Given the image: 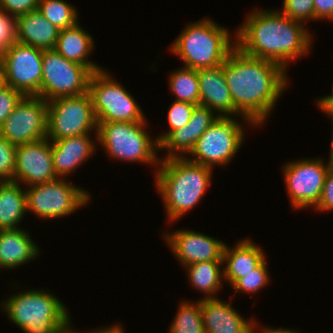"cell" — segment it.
Returning <instances> with one entry per match:
<instances>
[{
	"label": "cell",
	"instance_id": "2e32d148",
	"mask_svg": "<svg viewBox=\"0 0 333 333\" xmlns=\"http://www.w3.org/2000/svg\"><path fill=\"white\" fill-rule=\"evenodd\" d=\"M56 179L49 139L17 145L14 182L30 187Z\"/></svg>",
	"mask_w": 333,
	"mask_h": 333
},
{
	"label": "cell",
	"instance_id": "5b68a950",
	"mask_svg": "<svg viewBox=\"0 0 333 333\" xmlns=\"http://www.w3.org/2000/svg\"><path fill=\"white\" fill-rule=\"evenodd\" d=\"M213 18L188 22L169 47L170 54L183 61V67L195 70L221 66L236 46L235 36Z\"/></svg>",
	"mask_w": 333,
	"mask_h": 333
},
{
	"label": "cell",
	"instance_id": "e575fe53",
	"mask_svg": "<svg viewBox=\"0 0 333 333\" xmlns=\"http://www.w3.org/2000/svg\"><path fill=\"white\" fill-rule=\"evenodd\" d=\"M15 41V17L0 9V54Z\"/></svg>",
	"mask_w": 333,
	"mask_h": 333
},
{
	"label": "cell",
	"instance_id": "4316f807",
	"mask_svg": "<svg viewBox=\"0 0 333 333\" xmlns=\"http://www.w3.org/2000/svg\"><path fill=\"white\" fill-rule=\"evenodd\" d=\"M169 74L168 89L175 96V100L200 105L198 71L182 67Z\"/></svg>",
	"mask_w": 333,
	"mask_h": 333
},
{
	"label": "cell",
	"instance_id": "7402d4cb",
	"mask_svg": "<svg viewBox=\"0 0 333 333\" xmlns=\"http://www.w3.org/2000/svg\"><path fill=\"white\" fill-rule=\"evenodd\" d=\"M36 243L24 228L0 230V269L14 270L40 258Z\"/></svg>",
	"mask_w": 333,
	"mask_h": 333
},
{
	"label": "cell",
	"instance_id": "d6a6232c",
	"mask_svg": "<svg viewBox=\"0 0 333 333\" xmlns=\"http://www.w3.org/2000/svg\"><path fill=\"white\" fill-rule=\"evenodd\" d=\"M16 148L15 144L0 135V182L14 181Z\"/></svg>",
	"mask_w": 333,
	"mask_h": 333
},
{
	"label": "cell",
	"instance_id": "f6af8a7d",
	"mask_svg": "<svg viewBox=\"0 0 333 333\" xmlns=\"http://www.w3.org/2000/svg\"><path fill=\"white\" fill-rule=\"evenodd\" d=\"M66 333H75V331L73 329H70L68 332Z\"/></svg>",
	"mask_w": 333,
	"mask_h": 333
},
{
	"label": "cell",
	"instance_id": "74e56055",
	"mask_svg": "<svg viewBox=\"0 0 333 333\" xmlns=\"http://www.w3.org/2000/svg\"><path fill=\"white\" fill-rule=\"evenodd\" d=\"M314 21L327 20L333 22V0H313Z\"/></svg>",
	"mask_w": 333,
	"mask_h": 333
},
{
	"label": "cell",
	"instance_id": "83f0119b",
	"mask_svg": "<svg viewBox=\"0 0 333 333\" xmlns=\"http://www.w3.org/2000/svg\"><path fill=\"white\" fill-rule=\"evenodd\" d=\"M173 318L168 333H205L199 299L193 302L182 299Z\"/></svg>",
	"mask_w": 333,
	"mask_h": 333
},
{
	"label": "cell",
	"instance_id": "277c9868",
	"mask_svg": "<svg viewBox=\"0 0 333 333\" xmlns=\"http://www.w3.org/2000/svg\"><path fill=\"white\" fill-rule=\"evenodd\" d=\"M7 297L0 300V310L24 333H66L72 329L69 309L47 288H28Z\"/></svg>",
	"mask_w": 333,
	"mask_h": 333
},
{
	"label": "cell",
	"instance_id": "603a6c76",
	"mask_svg": "<svg viewBox=\"0 0 333 333\" xmlns=\"http://www.w3.org/2000/svg\"><path fill=\"white\" fill-rule=\"evenodd\" d=\"M94 42L93 36L78 21L60 30L53 49L67 60L86 66L93 73L104 68L89 58L94 51Z\"/></svg>",
	"mask_w": 333,
	"mask_h": 333
},
{
	"label": "cell",
	"instance_id": "6da1fadb",
	"mask_svg": "<svg viewBox=\"0 0 333 333\" xmlns=\"http://www.w3.org/2000/svg\"><path fill=\"white\" fill-rule=\"evenodd\" d=\"M223 74L235 109L257 128L268 122L290 84L281 65L249 56L237 46L223 63Z\"/></svg>",
	"mask_w": 333,
	"mask_h": 333
},
{
	"label": "cell",
	"instance_id": "9c48e42d",
	"mask_svg": "<svg viewBox=\"0 0 333 333\" xmlns=\"http://www.w3.org/2000/svg\"><path fill=\"white\" fill-rule=\"evenodd\" d=\"M27 213L39 219L54 220L74 214L91 202L90 192L65 178L25 187Z\"/></svg>",
	"mask_w": 333,
	"mask_h": 333
},
{
	"label": "cell",
	"instance_id": "9a60e30c",
	"mask_svg": "<svg viewBox=\"0 0 333 333\" xmlns=\"http://www.w3.org/2000/svg\"><path fill=\"white\" fill-rule=\"evenodd\" d=\"M164 241L173 256L184 268L193 263L222 261L226 243L193 229H179L163 233Z\"/></svg>",
	"mask_w": 333,
	"mask_h": 333
},
{
	"label": "cell",
	"instance_id": "484cf974",
	"mask_svg": "<svg viewBox=\"0 0 333 333\" xmlns=\"http://www.w3.org/2000/svg\"><path fill=\"white\" fill-rule=\"evenodd\" d=\"M184 269L191 287L204 295L202 298L198 297L199 300L219 298L217 295L225 283L222 261L193 263Z\"/></svg>",
	"mask_w": 333,
	"mask_h": 333
},
{
	"label": "cell",
	"instance_id": "d4e9b609",
	"mask_svg": "<svg viewBox=\"0 0 333 333\" xmlns=\"http://www.w3.org/2000/svg\"><path fill=\"white\" fill-rule=\"evenodd\" d=\"M14 181L0 182V230L21 228L27 216L25 187Z\"/></svg>",
	"mask_w": 333,
	"mask_h": 333
},
{
	"label": "cell",
	"instance_id": "1f68e13d",
	"mask_svg": "<svg viewBox=\"0 0 333 333\" xmlns=\"http://www.w3.org/2000/svg\"><path fill=\"white\" fill-rule=\"evenodd\" d=\"M290 19L306 23L314 21L313 0H283L282 8H278Z\"/></svg>",
	"mask_w": 333,
	"mask_h": 333
},
{
	"label": "cell",
	"instance_id": "60d3db41",
	"mask_svg": "<svg viewBox=\"0 0 333 333\" xmlns=\"http://www.w3.org/2000/svg\"><path fill=\"white\" fill-rule=\"evenodd\" d=\"M315 104L320 109L319 111L323 112V114L325 113V115L327 114L328 118L333 122V102H315Z\"/></svg>",
	"mask_w": 333,
	"mask_h": 333
},
{
	"label": "cell",
	"instance_id": "8fae6325",
	"mask_svg": "<svg viewBox=\"0 0 333 333\" xmlns=\"http://www.w3.org/2000/svg\"><path fill=\"white\" fill-rule=\"evenodd\" d=\"M91 74L86 66L67 60L54 49L43 50L40 97L48 102L83 95L88 92Z\"/></svg>",
	"mask_w": 333,
	"mask_h": 333
},
{
	"label": "cell",
	"instance_id": "52a82bcc",
	"mask_svg": "<svg viewBox=\"0 0 333 333\" xmlns=\"http://www.w3.org/2000/svg\"><path fill=\"white\" fill-rule=\"evenodd\" d=\"M245 124L257 128L250 120L219 117L196 141L186 158L212 169L225 167L239 152L245 141Z\"/></svg>",
	"mask_w": 333,
	"mask_h": 333
},
{
	"label": "cell",
	"instance_id": "ab89813d",
	"mask_svg": "<svg viewBox=\"0 0 333 333\" xmlns=\"http://www.w3.org/2000/svg\"><path fill=\"white\" fill-rule=\"evenodd\" d=\"M120 322L118 323H114L113 325H110V326H105V327H98V328H94L93 330H88V332H85L84 330V333H126L125 332V328L123 326H121V324H119ZM72 329L75 331V333H81L80 331L77 332V329L75 330L74 327H73V324H72ZM83 333V332H82Z\"/></svg>",
	"mask_w": 333,
	"mask_h": 333
},
{
	"label": "cell",
	"instance_id": "44dd1931",
	"mask_svg": "<svg viewBox=\"0 0 333 333\" xmlns=\"http://www.w3.org/2000/svg\"><path fill=\"white\" fill-rule=\"evenodd\" d=\"M235 244L233 247L225 245L222 258L224 282L231 287L267 257L262 246L249 237L238 239Z\"/></svg>",
	"mask_w": 333,
	"mask_h": 333
},
{
	"label": "cell",
	"instance_id": "e0dca14e",
	"mask_svg": "<svg viewBox=\"0 0 333 333\" xmlns=\"http://www.w3.org/2000/svg\"><path fill=\"white\" fill-rule=\"evenodd\" d=\"M219 118V116L203 105H196L190 121L184 127L170 132L160 143L159 151H167L162 159L186 157L193 149L201 135Z\"/></svg>",
	"mask_w": 333,
	"mask_h": 333
},
{
	"label": "cell",
	"instance_id": "f35d334b",
	"mask_svg": "<svg viewBox=\"0 0 333 333\" xmlns=\"http://www.w3.org/2000/svg\"><path fill=\"white\" fill-rule=\"evenodd\" d=\"M260 322L257 323V321L255 320L254 322V333H302V332H299L298 330H294V329H291V328H284V327H281V328H273V327H265L263 325H259ZM263 326V327H262Z\"/></svg>",
	"mask_w": 333,
	"mask_h": 333
},
{
	"label": "cell",
	"instance_id": "ee69618b",
	"mask_svg": "<svg viewBox=\"0 0 333 333\" xmlns=\"http://www.w3.org/2000/svg\"><path fill=\"white\" fill-rule=\"evenodd\" d=\"M6 86L5 77L2 68L0 67V91Z\"/></svg>",
	"mask_w": 333,
	"mask_h": 333
},
{
	"label": "cell",
	"instance_id": "7a4b0ae2",
	"mask_svg": "<svg viewBox=\"0 0 333 333\" xmlns=\"http://www.w3.org/2000/svg\"><path fill=\"white\" fill-rule=\"evenodd\" d=\"M236 30L233 35L242 52L275 62L286 71L291 62L308 56L315 35L306 24L290 19L277 8L262 7L252 9Z\"/></svg>",
	"mask_w": 333,
	"mask_h": 333
},
{
	"label": "cell",
	"instance_id": "836d02e7",
	"mask_svg": "<svg viewBox=\"0 0 333 333\" xmlns=\"http://www.w3.org/2000/svg\"><path fill=\"white\" fill-rule=\"evenodd\" d=\"M23 96L21 92L7 85L0 91V126L14 111Z\"/></svg>",
	"mask_w": 333,
	"mask_h": 333
},
{
	"label": "cell",
	"instance_id": "ba28073f",
	"mask_svg": "<svg viewBox=\"0 0 333 333\" xmlns=\"http://www.w3.org/2000/svg\"><path fill=\"white\" fill-rule=\"evenodd\" d=\"M111 74L103 68L93 72L89 79L88 92L92 98L96 121H148L134 96Z\"/></svg>",
	"mask_w": 333,
	"mask_h": 333
},
{
	"label": "cell",
	"instance_id": "5bb4252c",
	"mask_svg": "<svg viewBox=\"0 0 333 333\" xmlns=\"http://www.w3.org/2000/svg\"><path fill=\"white\" fill-rule=\"evenodd\" d=\"M48 102L40 96H23L0 126V135L17 145L47 138Z\"/></svg>",
	"mask_w": 333,
	"mask_h": 333
},
{
	"label": "cell",
	"instance_id": "7c38bea8",
	"mask_svg": "<svg viewBox=\"0 0 333 333\" xmlns=\"http://www.w3.org/2000/svg\"><path fill=\"white\" fill-rule=\"evenodd\" d=\"M282 166L285 189L293 210L315 208L321 197L326 175L330 170L321 158H298ZM326 163V164H325Z\"/></svg>",
	"mask_w": 333,
	"mask_h": 333
},
{
	"label": "cell",
	"instance_id": "f546056e",
	"mask_svg": "<svg viewBox=\"0 0 333 333\" xmlns=\"http://www.w3.org/2000/svg\"><path fill=\"white\" fill-rule=\"evenodd\" d=\"M267 257L253 269V272L245 274L231 288H234V293L244 292V294H256L270 283V272L267 264Z\"/></svg>",
	"mask_w": 333,
	"mask_h": 333
},
{
	"label": "cell",
	"instance_id": "4dcf8cb0",
	"mask_svg": "<svg viewBox=\"0 0 333 333\" xmlns=\"http://www.w3.org/2000/svg\"><path fill=\"white\" fill-rule=\"evenodd\" d=\"M196 105L187 102L174 100L167 111V122L169 130H165L157 137L158 143H160L170 132L180 129L187 125L190 121L192 111ZM166 132V133H165Z\"/></svg>",
	"mask_w": 333,
	"mask_h": 333
},
{
	"label": "cell",
	"instance_id": "ac0fdd59",
	"mask_svg": "<svg viewBox=\"0 0 333 333\" xmlns=\"http://www.w3.org/2000/svg\"><path fill=\"white\" fill-rule=\"evenodd\" d=\"M98 146L97 133L51 141L52 160L57 178L67 179V176L92 158Z\"/></svg>",
	"mask_w": 333,
	"mask_h": 333
},
{
	"label": "cell",
	"instance_id": "3957f363",
	"mask_svg": "<svg viewBox=\"0 0 333 333\" xmlns=\"http://www.w3.org/2000/svg\"><path fill=\"white\" fill-rule=\"evenodd\" d=\"M213 171L186 157L160 160L157 170L153 172L168 223L177 222L200 203L212 184Z\"/></svg>",
	"mask_w": 333,
	"mask_h": 333
},
{
	"label": "cell",
	"instance_id": "f1b7e54d",
	"mask_svg": "<svg viewBox=\"0 0 333 333\" xmlns=\"http://www.w3.org/2000/svg\"><path fill=\"white\" fill-rule=\"evenodd\" d=\"M38 11L59 30L71 27L80 20L77 7L66 0H39Z\"/></svg>",
	"mask_w": 333,
	"mask_h": 333
},
{
	"label": "cell",
	"instance_id": "4fadbf2b",
	"mask_svg": "<svg viewBox=\"0 0 333 333\" xmlns=\"http://www.w3.org/2000/svg\"><path fill=\"white\" fill-rule=\"evenodd\" d=\"M43 49L14 42L0 54L7 86L24 96H40Z\"/></svg>",
	"mask_w": 333,
	"mask_h": 333
},
{
	"label": "cell",
	"instance_id": "cb8c5ba5",
	"mask_svg": "<svg viewBox=\"0 0 333 333\" xmlns=\"http://www.w3.org/2000/svg\"><path fill=\"white\" fill-rule=\"evenodd\" d=\"M60 30L38 10L15 17L16 42L43 50L53 49Z\"/></svg>",
	"mask_w": 333,
	"mask_h": 333
},
{
	"label": "cell",
	"instance_id": "ffe728a7",
	"mask_svg": "<svg viewBox=\"0 0 333 333\" xmlns=\"http://www.w3.org/2000/svg\"><path fill=\"white\" fill-rule=\"evenodd\" d=\"M200 105L214 111L219 117H243L234 107L227 82L223 74V64L214 68L199 69Z\"/></svg>",
	"mask_w": 333,
	"mask_h": 333
},
{
	"label": "cell",
	"instance_id": "30bf717a",
	"mask_svg": "<svg viewBox=\"0 0 333 333\" xmlns=\"http://www.w3.org/2000/svg\"><path fill=\"white\" fill-rule=\"evenodd\" d=\"M97 127L89 92L48 101L47 139L50 141L97 133Z\"/></svg>",
	"mask_w": 333,
	"mask_h": 333
},
{
	"label": "cell",
	"instance_id": "8992f818",
	"mask_svg": "<svg viewBox=\"0 0 333 333\" xmlns=\"http://www.w3.org/2000/svg\"><path fill=\"white\" fill-rule=\"evenodd\" d=\"M97 124V143L110 159L148 164L157 170L161 160L159 143L157 137L153 138L147 131V121Z\"/></svg>",
	"mask_w": 333,
	"mask_h": 333
},
{
	"label": "cell",
	"instance_id": "8d00e7d4",
	"mask_svg": "<svg viewBox=\"0 0 333 333\" xmlns=\"http://www.w3.org/2000/svg\"><path fill=\"white\" fill-rule=\"evenodd\" d=\"M315 209L319 213L333 211V169L331 168L326 175L320 201Z\"/></svg>",
	"mask_w": 333,
	"mask_h": 333
},
{
	"label": "cell",
	"instance_id": "d590c367",
	"mask_svg": "<svg viewBox=\"0 0 333 333\" xmlns=\"http://www.w3.org/2000/svg\"><path fill=\"white\" fill-rule=\"evenodd\" d=\"M39 0H0V9L10 16L16 17L38 10Z\"/></svg>",
	"mask_w": 333,
	"mask_h": 333
},
{
	"label": "cell",
	"instance_id": "b9f144b4",
	"mask_svg": "<svg viewBox=\"0 0 333 333\" xmlns=\"http://www.w3.org/2000/svg\"><path fill=\"white\" fill-rule=\"evenodd\" d=\"M332 137H331V146H330V150H329V153H328V155H329V157H328V162H327V164H328V166L331 168V169H333V129H332Z\"/></svg>",
	"mask_w": 333,
	"mask_h": 333
},
{
	"label": "cell",
	"instance_id": "d6986e66",
	"mask_svg": "<svg viewBox=\"0 0 333 333\" xmlns=\"http://www.w3.org/2000/svg\"><path fill=\"white\" fill-rule=\"evenodd\" d=\"M199 301L205 333H254L256 318L246 319L230 301L220 298Z\"/></svg>",
	"mask_w": 333,
	"mask_h": 333
},
{
	"label": "cell",
	"instance_id": "7bdbcfd3",
	"mask_svg": "<svg viewBox=\"0 0 333 333\" xmlns=\"http://www.w3.org/2000/svg\"><path fill=\"white\" fill-rule=\"evenodd\" d=\"M332 94L329 95H323L321 97H319L317 100H315L316 102H333V85H332Z\"/></svg>",
	"mask_w": 333,
	"mask_h": 333
}]
</instances>
